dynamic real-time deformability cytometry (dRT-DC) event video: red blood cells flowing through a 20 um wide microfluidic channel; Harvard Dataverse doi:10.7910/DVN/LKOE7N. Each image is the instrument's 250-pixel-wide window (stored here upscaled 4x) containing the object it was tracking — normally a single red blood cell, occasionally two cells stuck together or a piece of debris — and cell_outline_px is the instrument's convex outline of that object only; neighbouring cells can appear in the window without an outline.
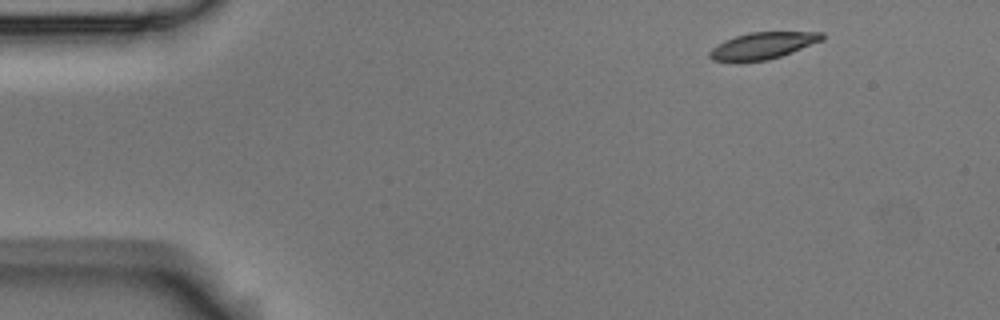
{"species": "Egyptian fruit bat (a non-hibernating species)", "species_latin": "Rousettus aegyptiacus", "temperature_condition": "room temperature", "stored_images_in_passage": 4, "camera_frame_rate_fps": 3000, "um_per_image_px": 0.085, "animal": {"sex": "male"}, "frame": {"image": 1, "passage_image": 1, "time_ms": 0.0, "image_size_px": [1000, 320], "cell_outline_px": [[824, 40], [792, 52], [768, 60], [740, 64], [736, 64], [712, 60], [708, 56], [708, 52], [712, 48], [724, 40], [736, 36], [752, 32], [824, 32]], "centroid_in_image_um": [64.77, 3.92], "position_along_channel_um": 20.2, "area_um2": 18.03}}
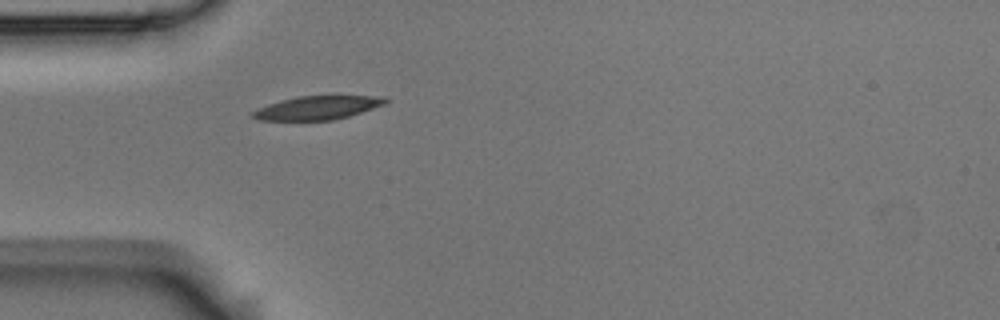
{"frame": {"image": 2, "passage_image": 4, "time_ms": 1.0, "image_size_px": [1000, 320], "cell_outline_px": [[388, 100], [384, 104], [348, 116], [332, 120], [260, 120], [252, 116], [252, 112], [268, 104], [280, 100], [296, 96], [384, 96]], "centroid_in_image_um": [26.97, 9.15], "position_along_channel_um": 58.0, "area_um2": 17.92}}